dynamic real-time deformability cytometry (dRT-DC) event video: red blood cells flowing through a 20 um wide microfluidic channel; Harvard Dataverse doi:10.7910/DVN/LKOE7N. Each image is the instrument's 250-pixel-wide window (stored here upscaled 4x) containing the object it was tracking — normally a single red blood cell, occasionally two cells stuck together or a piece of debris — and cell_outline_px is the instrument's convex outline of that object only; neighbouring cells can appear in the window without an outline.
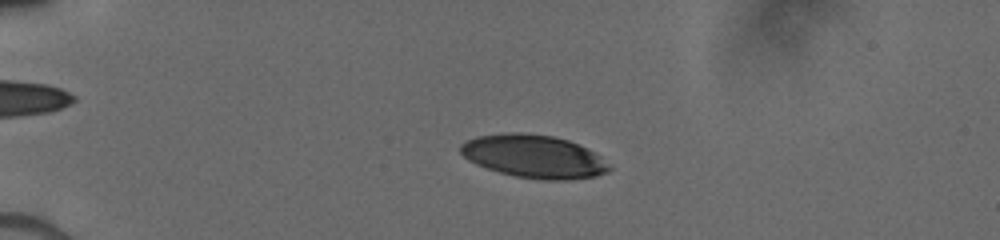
{"species": "human", "species_latin": "Homo sapiens", "temperature_condition": "cold", "stored_images_in_passage": 28, "camera_frame_rate_fps": 3000, "um_per_image_px": 0.085, "donor": {"sex": "male"}, "frame": {"image": 1, "passage_image": 20, "time_ms": 4.333, "image_size_px": [1000, 240], "cell_outline_px": [[612, 168], [608, 172], [596, 176], [564, 180], [544, 180], [516, 176], [500, 172], [476, 164], [468, 160], [460, 152], [460, 144], [464, 140], [476, 136], [508, 132], [524, 132], [552, 136], [568, 140], [596, 152]], "centroid_in_image_um": [45.37, 13.28], "position_along_channel_um": 39.6, "area_um2": 37.4}}